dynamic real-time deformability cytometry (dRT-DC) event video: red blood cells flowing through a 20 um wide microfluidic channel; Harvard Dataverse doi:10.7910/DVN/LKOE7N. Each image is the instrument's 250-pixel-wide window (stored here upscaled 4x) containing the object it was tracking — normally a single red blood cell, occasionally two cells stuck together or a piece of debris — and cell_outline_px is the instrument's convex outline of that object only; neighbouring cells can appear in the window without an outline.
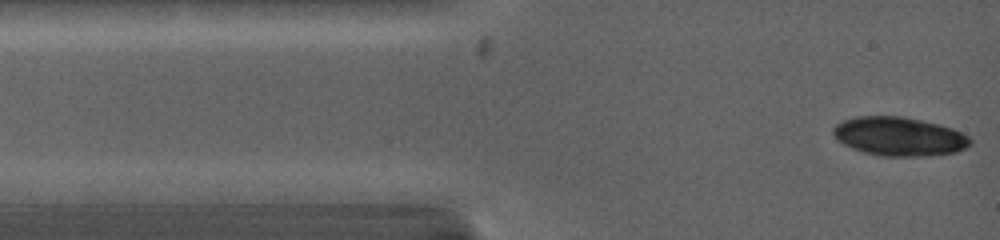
{"species": "common noctule bat (a hibernating species)", "species_latin": "Nyctalus noctula", "temperature_condition": "warm", "stored_images_in_passage": 4, "camera_frame_rate_fps": 5000, "um_per_image_px": 0.085, "animal": {"sex": "female", "body_mass_g": 19.0, "forearm_length_mm": 53.3}, "frame": {"image": 1, "passage_image": 1, "time_ms": 0.0, "image_size_px": [1000, 240], "cell_outline_px": [[972, 144], [968, 148], [956, 152], [928, 156], [880, 156], [864, 152], [852, 148], [844, 144], [832, 132], [832, 128], [836, 124], [844, 120], [856, 116], [900, 116], [920, 120], [952, 128], [968, 136], [972, 140]], "centroid_in_image_um": [76.45, 11.6], "position_along_channel_um": 8.5, "area_um2": 30.92}}